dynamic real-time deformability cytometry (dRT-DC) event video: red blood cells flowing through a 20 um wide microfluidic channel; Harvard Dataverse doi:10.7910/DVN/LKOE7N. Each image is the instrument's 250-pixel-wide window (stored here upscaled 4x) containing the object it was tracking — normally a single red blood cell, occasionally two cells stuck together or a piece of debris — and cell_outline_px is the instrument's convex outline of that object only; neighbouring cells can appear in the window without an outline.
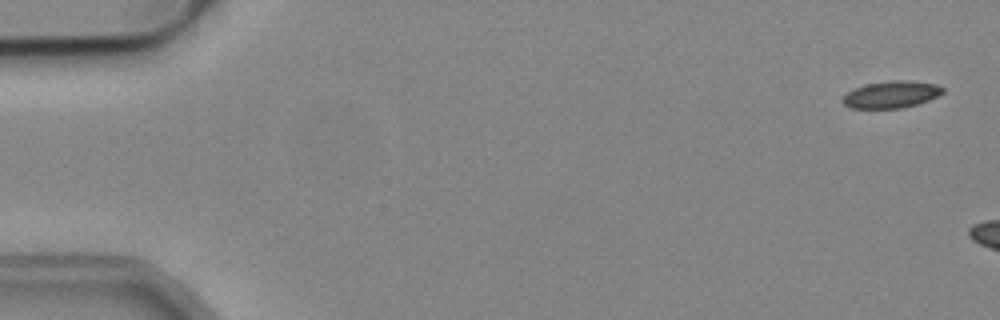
{"species": "common noctule bat (a hibernating species)", "species_latin": "Nyctalus noctula", "temperature_condition": "cold", "stored_images_in_passage": 7, "camera_frame_rate_fps": 3000, "um_per_image_px": 0.085, "animal": {"sex": "male", "body_mass_g": 19.2, "forearm_length_mm": 51.8}, "frame": {"image": 1, "passage_image": 2, "time_ms": 0.333, "image_size_px": [1000, 320], "cell_outline_px": [[944, 92], [928, 100], [916, 104], [900, 108], [852, 108], [844, 104], [840, 100], [852, 88], [868, 84], [888, 80], [912, 80], [936, 84], [944, 88]], "centroid_in_image_um": [75.75, 8.02], "position_along_channel_um": 9.3, "area_um2": 15.72}}